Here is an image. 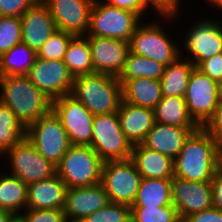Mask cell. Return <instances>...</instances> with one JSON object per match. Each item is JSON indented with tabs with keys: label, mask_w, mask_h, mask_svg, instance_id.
Listing matches in <instances>:
<instances>
[{
	"label": "cell",
	"mask_w": 222,
	"mask_h": 222,
	"mask_svg": "<svg viewBox=\"0 0 222 222\" xmlns=\"http://www.w3.org/2000/svg\"><path fill=\"white\" fill-rule=\"evenodd\" d=\"M26 138L55 166L71 146L67 132L52 110L26 128Z\"/></svg>",
	"instance_id": "obj_7"
},
{
	"label": "cell",
	"mask_w": 222,
	"mask_h": 222,
	"mask_svg": "<svg viewBox=\"0 0 222 222\" xmlns=\"http://www.w3.org/2000/svg\"><path fill=\"white\" fill-rule=\"evenodd\" d=\"M24 137H26V128L8 106L0 103V155L2 156Z\"/></svg>",
	"instance_id": "obj_32"
},
{
	"label": "cell",
	"mask_w": 222,
	"mask_h": 222,
	"mask_svg": "<svg viewBox=\"0 0 222 222\" xmlns=\"http://www.w3.org/2000/svg\"><path fill=\"white\" fill-rule=\"evenodd\" d=\"M172 179L142 178L131 207H159L172 204Z\"/></svg>",
	"instance_id": "obj_27"
},
{
	"label": "cell",
	"mask_w": 222,
	"mask_h": 222,
	"mask_svg": "<svg viewBox=\"0 0 222 222\" xmlns=\"http://www.w3.org/2000/svg\"><path fill=\"white\" fill-rule=\"evenodd\" d=\"M162 97L160 80L140 77L122 85V100L136 106L153 110Z\"/></svg>",
	"instance_id": "obj_24"
},
{
	"label": "cell",
	"mask_w": 222,
	"mask_h": 222,
	"mask_svg": "<svg viewBox=\"0 0 222 222\" xmlns=\"http://www.w3.org/2000/svg\"><path fill=\"white\" fill-rule=\"evenodd\" d=\"M204 19V20H203ZM190 26L183 42L186 57L195 67L204 60L222 53V23L216 19L203 18Z\"/></svg>",
	"instance_id": "obj_12"
},
{
	"label": "cell",
	"mask_w": 222,
	"mask_h": 222,
	"mask_svg": "<svg viewBox=\"0 0 222 222\" xmlns=\"http://www.w3.org/2000/svg\"><path fill=\"white\" fill-rule=\"evenodd\" d=\"M121 129L131 145L141 144L155 123L154 111L121 101L117 112Z\"/></svg>",
	"instance_id": "obj_21"
},
{
	"label": "cell",
	"mask_w": 222,
	"mask_h": 222,
	"mask_svg": "<svg viewBox=\"0 0 222 222\" xmlns=\"http://www.w3.org/2000/svg\"><path fill=\"white\" fill-rule=\"evenodd\" d=\"M90 147L104 162L131 158L132 145L121 129L117 113L94 116Z\"/></svg>",
	"instance_id": "obj_8"
},
{
	"label": "cell",
	"mask_w": 222,
	"mask_h": 222,
	"mask_svg": "<svg viewBox=\"0 0 222 222\" xmlns=\"http://www.w3.org/2000/svg\"><path fill=\"white\" fill-rule=\"evenodd\" d=\"M22 222H64L63 209H26L20 213Z\"/></svg>",
	"instance_id": "obj_38"
},
{
	"label": "cell",
	"mask_w": 222,
	"mask_h": 222,
	"mask_svg": "<svg viewBox=\"0 0 222 222\" xmlns=\"http://www.w3.org/2000/svg\"><path fill=\"white\" fill-rule=\"evenodd\" d=\"M197 129L181 128L155 122L141 144L174 160L183 148L185 140Z\"/></svg>",
	"instance_id": "obj_20"
},
{
	"label": "cell",
	"mask_w": 222,
	"mask_h": 222,
	"mask_svg": "<svg viewBox=\"0 0 222 222\" xmlns=\"http://www.w3.org/2000/svg\"><path fill=\"white\" fill-rule=\"evenodd\" d=\"M203 128L216 140L222 148V99H220L212 117Z\"/></svg>",
	"instance_id": "obj_40"
},
{
	"label": "cell",
	"mask_w": 222,
	"mask_h": 222,
	"mask_svg": "<svg viewBox=\"0 0 222 222\" xmlns=\"http://www.w3.org/2000/svg\"><path fill=\"white\" fill-rule=\"evenodd\" d=\"M21 42L20 17L0 16V56Z\"/></svg>",
	"instance_id": "obj_36"
},
{
	"label": "cell",
	"mask_w": 222,
	"mask_h": 222,
	"mask_svg": "<svg viewBox=\"0 0 222 222\" xmlns=\"http://www.w3.org/2000/svg\"><path fill=\"white\" fill-rule=\"evenodd\" d=\"M153 20L151 23H143L137 26L129 40L130 52L150 58L167 66L174 63L183 52L167 34L161 22ZM163 26V27H162Z\"/></svg>",
	"instance_id": "obj_6"
},
{
	"label": "cell",
	"mask_w": 222,
	"mask_h": 222,
	"mask_svg": "<svg viewBox=\"0 0 222 222\" xmlns=\"http://www.w3.org/2000/svg\"><path fill=\"white\" fill-rule=\"evenodd\" d=\"M27 77L51 101L71 94L74 77L63 60L36 57Z\"/></svg>",
	"instance_id": "obj_14"
},
{
	"label": "cell",
	"mask_w": 222,
	"mask_h": 222,
	"mask_svg": "<svg viewBox=\"0 0 222 222\" xmlns=\"http://www.w3.org/2000/svg\"><path fill=\"white\" fill-rule=\"evenodd\" d=\"M68 187L56 174L27 187L26 209H63Z\"/></svg>",
	"instance_id": "obj_22"
},
{
	"label": "cell",
	"mask_w": 222,
	"mask_h": 222,
	"mask_svg": "<svg viewBox=\"0 0 222 222\" xmlns=\"http://www.w3.org/2000/svg\"><path fill=\"white\" fill-rule=\"evenodd\" d=\"M210 183L213 207L222 211V166L215 172Z\"/></svg>",
	"instance_id": "obj_43"
},
{
	"label": "cell",
	"mask_w": 222,
	"mask_h": 222,
	"mask_svg": "<svg viewBox=\"0 0 222 222\" xmlns=\"http://www.w3.org/2000/svg\"><path fill=\"white\" fill-rule=\"evenodd\" d=\"M52 15L57 30L86 36L94 0H42Z\"/></svg>",
	"instance_id": "obj_15"
},
{
	"label": "cell",
	"mask_w": 222,
	"mask_h": 222,
	"mask_svg": "<svg viewBox=\"0 0 222 222\" xmlns=\"http://www.w3.org/2000/svg\"><path fill=\"white\" fill-rule=\"evenodd\" d=\"M144 19L130 10L94 0L86 36L115 38L128 41Z\"/></svg>",
	"instance_id": "obj_5"
},
{
	"label": "cell",
	"mask_w": 222,
	"mask_h": 222,
	"mask_svg": "<svg viewBox=\"0 0 222 222\" xmlns=\"http://www.w3.org/2000/svg\"><path fill=\"white\" fill-rule=\"evenodd\" d=\"M111 6H115L121 9L130 10L139 14L142 18L146 13V8L143 5V0H103Z\"/></svg>",
	"instance_id": "obj_44"
},
{
	"label": "cell",
	"mask_w": 222,
	"mask_h": 222,
	"mask_svg": "<svg viewBox=\"0 0 222 222\" xmlns=\"http://www.w3.org/2000/svg\"><path fill=\"white\" fill-rule=\"evenodd\" d=\"M27 187L22 180L10 173L0 172V209L18 216L27 207Z\"/></svg>",
	"instance_id": "obj_28"
},
{
	"label": "cell",
	"mask_w": 222,
	"mask_h": 222,
	"mask_svg": "<svg viewBox=\"0 0 222 222\" xmlns=\"http://www.w3.org/2000/svg\"><path fill=\"white\" fill-rule=\"evenodd\" d=\"M36 57L28 45L17 44L0 56V76H27Z\"/></svg>",
	"instance_id": "obj_29"
},
{
	"label": "cell",
	"mask_w": 222,
	"mask_h": 222,
	"mask_svg": "<svg viewBox=\"0 0 222 222\" xmlns=\"http://www.w3.org/2000/svg\"><path fill=\"white\" fill-rule=\"evenodd\" d=\"M84 222H131V207L126 204L109 202L89 216Z\"/></svg>",
	"instance_id": "obj_35"
},
{
	"label": "cell",
	"mask_w": 222,
	"mask_h": 222,
	"mask_svg": "<svg viewBox=\"0 0 222 222\" xmlns=\"http://www.w3.org/2000/svg\"><path fill=\"white\" fill-rule=\"evenodd\" d=\"M131 222H181L173 204L159 207H131Z\"/></svg>",
	"instance_id": "obj_33"
},
{
	"label": "cell",
	"mask_w": 222,
	"mask_h": 222,
	"mask_svg": "<svg viewBox=\"0 0 222 222\" xmlns=\"http://www.w3.org/2000/svg\"><path fill=\"white\" fill-rule=\"evenodd\" d=\"M184 98L190 117L199 127H203L221 99L220 84L194 67Z\"/></svg>",
	"instance_id": "obj_10"
},
{
	"label": "cell",
	"mask_w": 222,
	"mask_h": 222,
	"mask_svg": "<svg viewBox=\"0 0 222 222\" xmlns=\"http://www.w3.org/2000/svg\"><path fill=\"white\" fill-rule=\"evenodd\" d=\"M164 68L165 65L160 62L129 52L124 68L117 78L121 85L127 80L140 77L160 80Z\"/></svg>",
	"instance_id": "obj_31"
},
{
	"label": "cell",
	"mask_w": 222,
	"mask_h": 222,
	"mask_svg": "<svg viewBox=\"0 0 222 222\" xmlns=\"http://www.w3.org/2000/svg\"><path fill=\"white\" fill-rule=\"evenodd\" d=\"M104 161L88 145H71L56 166V174L68 188L101 183Z\"/></svg>",
	"instance_id": "obj_4"
},
{
	"label": "cell",
	"mask_w": 222,
	"mask_h": 222,
	"mask_svg": "<svg viewBox=\"0 0 222 222\" xmlns=\"http://www.w3.org/2000/svg\"><path fill=\"white\" fill-rule=\"evenodd\" d=\"M63 61L74 78L93 74L94 67L88 39L85 36L73 37L67 46Z\"/></svg>",
	"instance_id": "obj_30"
},
{
	"label": "cell",
	"mask_w": 222,
	"mask_h": 222,
	"mask_svg": "<svg viewBox=\"0 0 222 222\" xmlns=\"http://www.w3.org/2000/svg\"><path fill=\"white\" fill-rule=\"evenodd\" d=\"M220 95H221V99H222V82L220 83Z\"/></svg>",
	"instance_id": "obj_49"
},
{
	"label": "cell",
	"mask_w": 222,
	"mask_h": 222,
	"mask_svg": "<svg viewBox=\"0 0 222 222\" xmlns=\"http://www.w3.org/2000/svg\"><path fill=\"white\" fill-rule=\"evenodd\" d=\"M171 193L172 204L181 221L213 206L210 181L193 182L173 177Z\"/></svg>",
	"instance_id": "obj_17"
},
{
	"label": "cell",
	"mask_w": 222,
	"mask_h": 222,
	"mask_svg": "<svg viewBox=\"0 0 222 222\" xmlns=\"http://www.w3.org/2000/svg\"><path fill=\"white\" fill-rule=\"evenodd\" d=\"M74 36L56 30L37 51V57L45 60H63L67 46Z\"/></svg>",
	"instance_id": "obj_34"
},
{
	"label": "cell",
	"mask_w": 222,
	"mask_h": 222,
	"mask_svg": "<svg viewBox=\"0 0 222 222\" xmlns=\"http://www.w3.org/2000/svg\"><path fill=\"white\" fill-rule=\"evenodd\" d=\"M142 178L173 179L174 160L142 144L132 146L130 158Z\"/></svg>",
	"instance_id": "obj_23"
},
{
	"label": "cell",
	"mask_w": 222,
	"mask_h": 222,
	"mask_svg": "<svg viewBox=\"0 0 222 222\" xmlns=\"http://www.w3.org/2000/svg\"><path fill=\"white\" fill-rule=\"evenodd\" d=\"M197 68L220 84L222 82V53L204 60Z\"/></svg>",
	"instance_id": "obj_41"
},
{
	"label": "cell",
	"mask_w": 222,
	"mask_h": 222,
	"mask_svg": "<svg viewBox=\"0 0 222 222\" xmlns=\"http://www.w3.org/2000/svg\"><path fill=\"white\" fill-rule=\"evenodd\" d=\"M10 222H22L19 216H15Z\"/></svg>",
	"instance_id": "obj_48"
},
{
	"label": "cell",
	"mask_w": 222,
	"mask_h": 222,
	"mask_svg": "<svg viewBox=\"0 0 222 222\" xmlns=\"http://www.w3.org/2000/svg\"><path fill=\"white\" fill-rule=\"evenodd\" d=\"M22 43L36 53L43 43L57 30L47 5L38 0L20 17Z\"/></svg>",
	"instance_id": "obj_18"
},
{
	"label": "cell",
	"mask_w": 222,
	"mask_h": 222,
	"mask_svg": "<svg viewBox=\"0 0 222 222\" xmlns=\"http://www.w3.org/2000/svg\"><path fill=\"white\" fill-rule=\"evenodd\" d=\"M4 156L10 162V173L27 185L56 175L57 167L46 160L26 137L7 150L2 158Z\"/></svg>",
	"instance_id": "obj_11"
},
{
	"label": "cell",
	"mask_w": 222,
	"mask_h": 222,
	"mask_svg": "<svg viewBox=\"0 0 222 222\" xmlns=\"http://www.w3.org/2000/svg\"><path fill=\"white\" fill-rule=\"evenodd\" d=\"M183 222H222V211L210 207L200 212L193 213L182 220Z\"/></svg>",
	"instance_id": "obj_42"
},
{
	"label": "cell",
	"mask_w": 222,
	"mask_h": 222,
	"mask_svg": "<svg viewBox=\"0 0 222 222\" xmlns=\"http://www.w3.org/2000/svg\"><path fill=\"white\" fill-rule=\"evenodd\" d=\"M181 56L164 68L163 75L160 79L161 91L163 97H184L189 76L195 67L189 60Z\"/></svg>",
	"instance_id": "obj_26"
},
{
	"label": "cell",
	"mask_w": 222,
	"mask_h": 222,
	"mask_svg": "<svg viewBox=\"0 0 222 222\" xmlns=\"http://www.w3.org/2000/svg\"><path fill=\"white\" fill-rule=\"evenodd\" d=\"M85 37L89 42L94 73L118 77L130 52L129 42L107 37Z\"/></svg>",
	"instance_id": "obj_16"
},
{
	"label": "cell",
	"mask_w": 222,
	"mask_h": 222,
	"mask_svg": "<svg viewBox=\"0 0 222 222\" xmlns=\"http://www.w3.org/2000/svg\"><path fill=\"white\" fill-rule=\"evenodd\" d=\"M153 111L155 122L181 128H199L189 115L184 97H162Z\"/></svg>",
	"instance_id": "obj_25"
},
{
	"label": "cell",
	"mask_w": 222,
	"mask_h": 222,
	"mask_svg": "<svg viewBox=\"0 0 222 222\" xmlns=\"http://www.w3.org/2000/svg\"><path fill=\"white\" fill-rule=\"evenodd\" d=\"M0 103L25 128L52 110V101L27 76H0Z\"/></svg>",
	"instance_id": "obj_2"
},
{
	"label": "cell",
	"mask_w": 222,
	"mask_h": 222,
	"mask_svg": "<svg viewBox=\"0 0 222 222\" xmlns=\"http://www.w3.org/2000/svg\"><path fill=\"white\" fill-rule=\"evenodd\" d=\"M142 176L131 159L103 163L101 184L113 203L132 206L140 187Z\"/></svg>",
	"instance_id": "obj_9"
},
{
	"label": "cell",
	"mask_w": 222,
	"mask_h": 222,
	"mask_svg": "<svg viewBox=\"0 0 222 222\" xmlns=\"http://www.w3.org/2000/svg\"><path fill=\"white\" fill-rule=\"evenodd\" d=\"M143 5L146 9H154L157 17L160 16L164 20L162 22L177 20L176 16L181 12L180 0H143Z\"/></svg>",
	"instance_id": "obj_37"
},
{
	"label": "cell",
	"mask_w": 222,
	"mask_h": 222,
	"mask_svg": "<svg viewBox=\"0 0 222 222\" xmlns=\"http://www.w3.org/2000/svg\"><path fill=\"white\" fill-rule=\"evenodd\" d=\"M52 111L61 121L71 145H88L93 132L94 115L70 94L52 101Z\"/></svg>",
	"instance_id": "obj_13"
},
{
	"label": "cell",
	"mask_w": 222,
	"mask_h": 222,
	"mask_svg": "<svg viewBox=\"0 0 222 222\" xmlns=\"http://www.w3.org/2000/svg\"><path fill=\"white\" fill-rule=\"evenodd\" d=\"M206 4H210L209 6H213L215 9L222 11V0H206Z\"/></svg>",
	"instance_id": "obj_46"
},
{
	"label": "cell",
	"mask_w": 222,
	"mask_h": 222,
	"mask_svg": "<svg viewBox=\"0 0 222 222\" xmlns=\"http://www.w3.org/2000/svg\"><path fill=\"white\" fill-rule=\"evenodd\" d=\"M14 217L12 212L0 209V222H10Z\"/></svg>",
	"instance_id": "obj_45"
},
{
	"label": "cell",
	"mask_w": 222,
	"mask_h": 222,
	"mask_svg": "<svg viewBox=\"0 0 222 222\" xmlns=\"http://www.w3.org/2000/svg\"><path fill=\"white\" fill-rule=\"evenodd\" d=\"M221 166V147L203 127H199L185 140L174 159V177L193 182L211 181Z\"/></svg>",
	"instance_id": "obj_1"
},
{
	"label": "cell",
	"mask_w": 222,
	"mask_h": 222,
	"mask_svg": "<svg viewBox=\"0 0 222 222\" xmlns=\"http://www.w3.org/2000/svg\"><path fill=\"white\" fill-rule=\"evenodd\" d=\"M109 202L108 194L101 183L68 188L63 212L65 218L84 220L93 212L104 208Z\"/></svg>",
	"instance_id": "obj_19"
},
{
	"label": "cell",
	"mask_w": 222,
	"mask_h": 222,
	"mask_svg": "<svg viewBox=\"0 0 222 222\" xmlns=\"http://www.w3.org/2000/svg\"><path fill=\"white\" fill-rule=\"evenodd\" d=\"M70 95L94 116L117 113L122 101V85L116 76L109 74L81 75L73 79Z\"/></svg>",
	"instance_id": "obj_3"
},
{
	"label": "cell",
	"mask_w": 222,
	"mask_h": 222,
	"mask_svg": "<svg viewBox=\"0 0 222 222\" xmlns=\"http://www.w3.org/2000/svg\"><path fill=\"white\" fill-rule=\"evenodd\" d=\"M38 0H0V16L21 17Z\"/></svg>",
	"instance_id": "obj_39"
},
{
	"label": "cell",
	"mask_w": 222,
	"mask_h": 222,
	"mask_svg": "<svg viewBox=\"0 0 222 222\" xmlns=\"http://www.w3.org/2000/svg\"><path fill=\"white\" fill-rule=\"evenodd\" d=\"M64 222H84V221L83 220H75V219H68V218H66L64 220Z\"/></svg>",
	"instance_id": "obj_47"
}]
</instances>
